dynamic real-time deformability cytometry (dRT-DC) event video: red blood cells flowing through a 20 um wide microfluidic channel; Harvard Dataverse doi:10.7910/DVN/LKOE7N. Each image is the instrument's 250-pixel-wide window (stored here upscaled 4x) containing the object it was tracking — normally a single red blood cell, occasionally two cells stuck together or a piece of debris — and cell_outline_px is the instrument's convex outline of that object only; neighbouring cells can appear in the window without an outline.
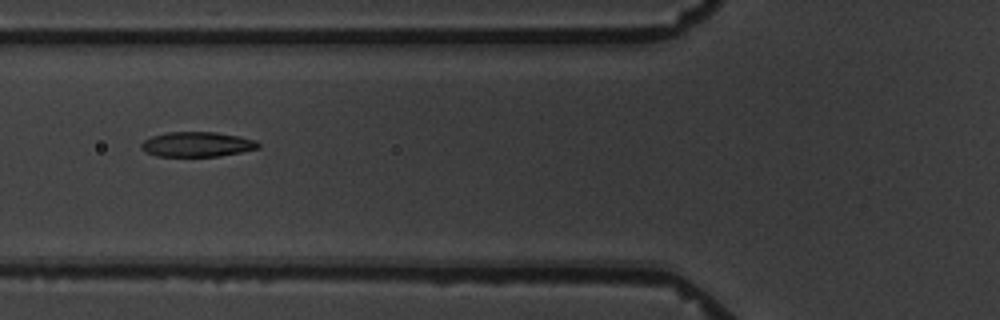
{"species": "common noctule bat (a hibernating species)", "species_latin": "Nyctalus noctula", "temperature_condition": "warm", "stored_images_in_passage": 11, "camera_frame_rate_fps": 3000, "um_per_image_px": 0.085, "animal": {"sex": "male", "body_mass_g": 19.5, "forearm_length_mm": 54.6}, "frame": {"image": 1, "passage_image": 2, "time_ms": 1.333, "image_size_px": [1000, 320], "cell_outline_px": [[260, 148], [220, 156], [156, 156], [144, 152], [140, 148], [140, 144], [144, 140], [152, 136], [168, 132], [216, 132], [240, 136], [256, 140], [260, 144]], "centroid_in_image_um": [16.74, 12.27], "position_along_channel_um": 109.1, "area_um2": 17.11}}
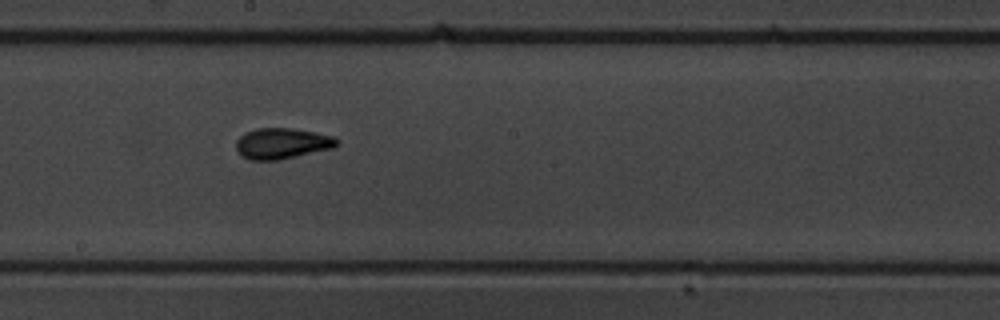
{"frame": {"image": 2, "passage_image": 5, "time_ms": 4.667, "image_size_px": [1000, 320], "cell_outline_px": [[340, 144], [332, 148], [296, 156], [276, 160], [252, 160], [240, 156], [236, 148], [236, 140], [244, 132], [256, 128], [292, 128], [332, 136], [340, 140]], "centroid_in_image_um": [23.94, 12.19], "position_along_channel_um": 224.3, "area_um2": 18.09}}
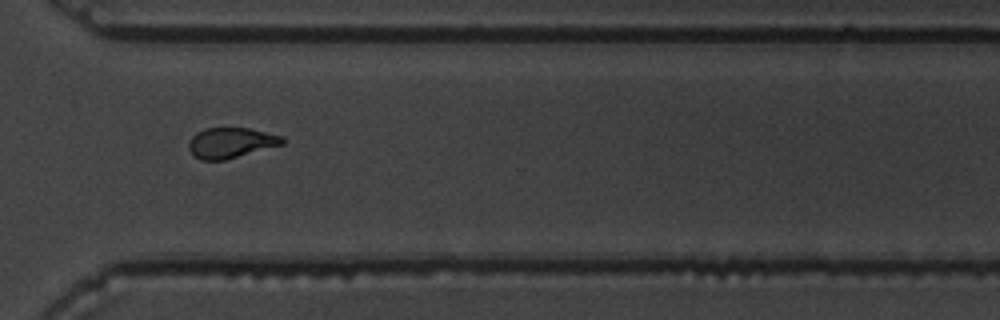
{"frame": {"image": 3, "passage_image": 8, "time_ms": 8.333, "image_size_px": [1000, 320], "cell_outline_px": [[284, 144], [224, 160], [200, 160], [188, 148], [188, 144], [192, 136], [196, 132], [204, 128], [248, 128], [284, 136]], "centroid_in_image_um": [19.63, 12.13], "position_along_channel_um": 351.0, "area_um2": 16.53}, "authors_computed_cell_mechanics": {"area_um2": 16.5308, "velocity_mm_per_s": 3.4609, "shape_relaxation_time_tau1_ms": 2.5096, "shape_relaxation_time_tau2_ms": 1.7206, "deformation_change_tau1": 0.122, "deformation_change_tau2": 0.075}}